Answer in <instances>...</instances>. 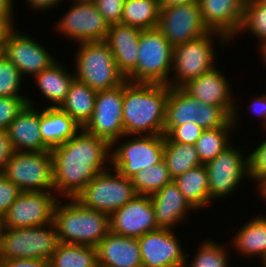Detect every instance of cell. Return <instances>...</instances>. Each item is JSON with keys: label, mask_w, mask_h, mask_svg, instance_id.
I'll return each mask as SVG.
<instances>
[{"label": "cell", "mask_w": 266, "mask_h": 267, "mask_svg": "<svg viewBox=\"0 0 266 267\" xmlns=\"http://www.w3.org/2000/svg\"><path fill=\"white\" fill-rule=\"evenodd\" d=\"M138 49L137 66L126 80L169 86L173 46L162 32L158 28L141 30Z\"/></svg>", "instance_id": "8992f818"}, {"label": "cell", "mask_w": 266, "mask_h": 267, "mask_svg": "<svg viewBox=\"0 0 266 267\" xmlns=\"http://www.w3.org/2000/svg\"><path fill=\"white\" fill-rule=\"evenodd\" d=\"M141 29L122 23L110 25L105 42L125 78L136 68Z\"/></svg>", "instance_id": "603a6c76"}, {"label": "cell", "mask_w": 266, "mask_h": 267, "mask_svg": "<svg viewBox=\"0 0 266 267\" xmlns=\"http://www.w3.org/2000/svg\"><path fill=\"white\" fill-rule=\"evenodd\" d=\"M96 94L97 91L91 89L87 84L74 79L59 108L83 128L93 115Z\"/></svg>", "instance_id": "4316f807"}, {"label": "cell", "mask_w": 266, "mask_h": 267, "mask_svg": "<svg viewBox=\"0 0 266 267\" xmlns=\"http://www.w3.org/2000/svg\"><path fill=\"white\" fill-rule=\"evenodd\" d=\"M200 107L201 102L190 96L182 88L169 86L164 135L166 136L175 126L185 125L186 123L199 125Z\"/></svg>", "instance_id": "484cf974"}, {"label": "cell", "mask_w": 266, "mask_h": 267, "mask_svg": "<svg viewBox=\"0 0 266 267\" xmlns=\"http://www.w3.org/2000/svg\"><path fill=\"white\" fill-rule=\"evenodd\" d=\"M49 262L51 267H96L97 249L92 246L60 242Z\"/></svg>", "instance_id": "d6a6232c"}, {"label": "cell", "mask_w": 266, "mask_h": 267, "mask_svg": "<svg viewBox=\"0 0 266 267\" xmlns=\"http://www.w3.org/2000/svg\"><path fill=\"white\" fill-rule=\"evenodd\" d=\"M164 161L173 179L202 164L195 145L172 142L167 136H165Z\"/></svg>", "instance_id": "1f68e13d"}, {"label": "cell", "mask_w": 266, "mask_h": 267, "mask_svg": "<svg viewBox=\"0 0 266 267\" xmlns=\"http://www.w3.org/2000/svg\"><path fill=\"white\" fill-rule=\"evenodd\" d=\"M196 2H198V0H159L160 7L180 4H191Z\"/></svg>", "instance_id": "816d5d0a"}, {"label": "cell", "mask_w": 266, "mask_h": 267, "mask_svg": "<svg viewBox=\"0 0 266 267\" xmlns=\"http://www.w3.org/2000/svg\"><path fill=\"white\" fill-rule=\"evenodd\" d=\"M42 96L53 103L50 107H59L65 100L75 75L66 71L65 65L53 63L49 68L34 76Z\"/></svg>", "instance_id": "83f0119b"}, {"label": "cell", "mask_w": 266, "mask_h": 267, "mask_svg": "<svg viewBox=\"0 0 266 267\" xmlns=\"http://www.w3.org/2000/svg\"><path fill=\"white\" fill-rule=\"evenodd\" d=\"M248 29L258 39H260L261 50L266 46V5L260 3L258 0H246L244 17L240 32Z\"/></svg>", "instance_id": "d590c367"}, {"label": "cell", "mask_w": 266, "mask_h": 267, "mask_svg": "<svg viewBox=\"0 0 266 267\" xmlns=\"http://www.w3.org/2000/svg\"><path fill=\"white\" fill-rule=\"evenodd\" d=\"M27 4H29L30 8L38 10L53 8L55 5L57 6L63 0H26Z\"/></svg>", "instance_id": "681fc988"}, {"label": "cell", "mask_w": 266, "mask_h": 267, "mask_svg": "<svg viewBox=\"0 0 266 267\" xmlns=\"http://www.w3.org/2000/svg\"><path fill=\"white\" fill-rule=\"evenodd\" d=\"M51 151L54 193L75 199L100 172L109 169L111 146L83 128Z\"/></svg>", "instance_id": "6da1fadb"}, {"label": "cell", "mask_w": 266, "mask_h": 267, "mask_svg": "<svg viewBox=\"0 0 266 267\" xmlns=\"http://www.w3.org/2000/svg\"><path fill=\"white\" fill-rule=\"evenodd\" d=\"M256 216L247 222L233 237L232 247L240 255L252 257L258 255L262 259L266 253V216Z\"/></svg>", "instance_id": "f546056e"}, {"label": "cell", "mask_w": 266, "mask_h": 267, "mask_svg": "<svg viewBox=\"0 0 266 267\" xmlns=\"http://www.w3.org/2000/svg\"><path fill=\"white\" fill-rule=\"evenodd\" d=\"M203 130L196 123H186L175 126L166 136L172 142L195 145Z\"/></svg>", "instance_id": "b9f144b4"}, {"label": "cell", "mask_w": 266, "mask_h": 267, "mask_svg": "<svg viewBox=\"0 0 266 267\" xmlns=\"http://www.w3.org/2000/svg\"><path fill=\"white\" fill-rule=\"evenodd\" d=\"M231 120L226 126L203 130L195 143L202 164H206L231 144L229 132L235 128ZM230 130V131H229Z\"/></svg>", "instance_id": "836d02e7"}, {"label": "cell", "mask_w": 266, "mask_h": 267, "mask_svg": "<svg viewBox=\"0 0 266 267\" xmlns=\"http://www.w3.org/2000/svg\"><path fill=\"white\" fill-rule=\"evenodd\" d=\"M246 0H198L201 18L209 31L226 36L230 41L239 32Z\"/></svg>", "instance_id": "ffe728a7"}, {"label": "cell", "mask_w": 266, "mask_h": 267, "mask_svg": "<svg viewBox=\"0 0 266 267\" xmlns=\"http://www.w3.org/2000/svg\"><path fill=\"white\" fill-rule=\"evenodd\" d=\"M132 184L138 195H152L173 181L165 161L141 169L132 178Z\"/></svg>", "instance_id": "e575fe53"}, {"label": "cell", "mask_w": 266, "mask_h": 267, "mask_svg": "<svg viewBox=\"0 0 266 267\" xmlns=\"http://www.w3.org/2000/svg\"><path fill=\"white\" fill-rule=\"evenodd\" d=\"M3 223H2V218H0V245H1V234L3 232Z\"/></svg>", "instance_id": "11a10c76"}, {"label": "cell", "mask_w": 266, "mask_h": 267, "mask_svg": "<svg viewBox=\"0 0 266 267\" xmlns=\"http://www.w3.org/2000/svg\"><path fill=\"white\" fill-rule=\"evenodd\" d=\"M82 128L59 107L41 110L40 132L43 143L51 150L72 138Z\"/></svg>", "instance_id": "d4e9b609"}, {"label": "cell", "mask_w": 266, "mask_h": 267, "mask_svg": "<svg viewBox=\"0 0 266 267\" xmlns=\"http://www.w3.org/2000/svg\"><path fill=\"white\" fill-rule=\"evenodd\" d=\"M169 86L154 83H123L125 137L164 135Z\"/></svg>", "instance_id": "7a4b0ae2"}, {"label": "cell", "mask_w": 266, "mask_h": 267, "mask_svg": "<svg viewBox=\"0 0 266 267\" xmlns=\"http://www.w3.org/2000/svg\"><path fill=\"white\" fill-rule=\"evenodd\" d=\"M248 177L259 185L266 179V139L247 157Z\"/></svg>", "instance_id": "60d3db41"}, {"label": "cell", "mask_w": 266, "mask_h": 267, "mask_svg": "<svg viewBox=\"0 0 266 267\" xmlns=\"http://www.w3.org/2000/svg\"><path fill=\"white\" fill-rule=\"evenodd\" d=\"M14 153L11 140L9 139L8 132L0 130V174H3L6 165Z\"/></svg>", "instance_id": "f6af8a7d"}, {"label": "cell", "mask_w": 266, "mask_h": 267, "mask_svg": "<svg viewBox=\"0 0 266 267\" xmlns=\"http://www.w3.org/2000/svg\"><path fill=\"white\" fill-rule=\"evenodd\" d=\"M2 267H51L48 260L39 259H11L1 260Z\"/></svg>", "instance_id": "bcb514c9"}, {"label": "cell", "mask_w": 266, "mask_h": 267, "mask_svg": "<svg viewBox=\"0 0 266 267\" xmlns=\"http://www.w3.org/2000/svg\"><path fill=\"white\" fill-rule=\"evenodd\" d=\"M251 111L255 115L259 116L261 119L263 117V129H266V95H261L253 100V103L250 105Z\"/></svg>", "instance_id": "7dc6e473"}, {"label": "cell", "mask_w": 266, "mask_h": 267, "mask_svg": "<svg viewBox=\"0 0 266 267\" xmlns=\"http://www.w3.org/2000/svg\"><path fill=\"white\" fill-rule=\"evenodd\" d=\"M83 129L105 140L111 147L123 139V84L110 90L97 91L91 119Z\"/></svg>", "instance_id": "8fae6325"}, {"label": "cell", "mask_w": 266, "mask_h": 267, "mask_svg": "<svg viewBox=\"0 0 266 267\" xmlns=\"http://www.w3.org/2000/svg\"><path fill=\"white\" fill-rule=\"evenodd\" d=\"M241 152L243 151L237 150L230 144L213 160L205 164L211 200L229 196L236 190L240 181L248 177L247 155H242Z\"/></svg>", "instance_id": "5bb4252c"}, {"label": "cell", "mask_w": 266, "mask_h": 267, "mask_svg": "<svg viewBox=\"0 0 266 267\" xmlns=\"http://www.w3.org/2000/svg\"><path fill=\"white\" fill-rule=\"evenodd\" d=\"M4 55L23 75L36 76L57 60L28 35L15 30L9 32L4 44Z\"/></svg>", "instance_id": "ac0fdd59"}, {"label": "cell", "mask_w": 266, "mask_h": 267, "mask_svg": "<svg viewBox=\"0 0 266 267\" xmlns=\"http://www.w3.org/2000/svg\"><path fill=\"white\" fill-rule=\"evenodd\" d=\"M259 195L263 197V200L266 202V179L258 185Z\"/></svg>", "instance_id": "f5cc1de1"}, {"label": "cell", "mask_w": 266, "mask_h": 267, "mask_svg": "<svg viewBox=\"0 0 266 267\" xmlns=\"http://www.w3.org/2000/svg\"><path fill=\"white\" fill-rule=\"evenodd\" d=\"M260 52H261V55H262L263 60L265 61L264 63H266V46L263 47V48L260 50Z\"/></svg>", "instance_id": "db71d44e"}, {"label": "cell", "mask_w": 266, "mask_h": 267, "mask_svg": "<svg viewBox=\"0 0 266 267\" xmlns=\"http://www.w3.org/2000/svg\"><path fill=\"white\" fill-rule=\"evenodd\" d=\"M159 0H125L121 23L147 30L158 26Z\"/></svg>", "instance_id": "4dcf8cb0"}, {"label": "cell", "mask_w": 266, "mask_h": 267, "mask_svg": "<svg viewBox=\"0 0 266 267\" xmlns=\"http://www.w3.org/2000/svg\"><path fill=\"white\" fill-rule=\"evenodd\" d=\"M56 202L53 223L61 243L97 247L109 233V215L84 207L77 199Z\"/></svg>", "instance_id": "3957f363"}, {"label": "cell", "mask_w": 266, "mask_h": 267, "mask_svg": "<svg viewBox=\"0 0 266 267\" xmlns=\"http://www.w3.org/2000/svg\"><path fill=\"white\" fill-rule=\"evenodd\" d=\"M98 264L104 267H143L137 238L111 231L96 247Z\"/></svg>", "instance_id": "7402d4cb"}, {"label": "cell", "mask_w": 266, "mask_h": 267, "mask_svg": "<svg viewBox=\"0 0 266 267\" xmlns=\"http://www.w3.org/2000/svg\"><path fill=\"white\" fill-rule=\"evenodd\" d=\"M213 35L219 36L218 39L222 44L230 41L220 33L208 31L199 38L173 47L172 71L175 75L170 77L174 79L169 80L170 87L181 88L190 80L216 67Z\"/></svg>", "instance_id": "52a82bcc"}, {"label": "cell", "mask_w": 266, "mask_h": 267, "mask_svg": "<svg viewBox=\"0 0 266 267\" xmlns=\"http://www.w3.org/2000/svg\"><path fill=\"white\" fill-rule=\"evenodd\" d=\"M23 78L20 71L4 55L0 59V97H25L19 93Z\"/></svg>", "instance_id": "74e56055"}, {"label": "cell", "mask_w": 266, "mask_h": 267, "mask_svg": "<svg viewBox=\"0 0 266 267\" xmlns=\"http://www.w3.org/2000/svg\"><path fill=\"white\" fill-rule=\"evenodd\" d=\"M72 8L57 23V30L75 41H104L110 25L94 1L74 0Z\"/></svg>", "instance_id": "4fadbf2b"}, {"label": "cell", "mask_w": 266, "mask_h": 267, "mask_svg": "<svg viewBox=\"0 0 266 267\" xmlns=\"http://www.w3.org/2000/svg\"><path fill=\"white\" fill-rule=\"evenodd\" d=\"M261 262L263 264V267H266V253L264 254V256L261 259Z\"/></svg>", "instance_id": "9f6ffc18"}, {"label": "cell", "mask_w": 266, "mask_h": 267, "mask_svg": "<svg viewBox=\"0 0 266 267\" xmlns=\"http://www.w3.org/2000/svg\"><path fill=\"white\" fill-rule=\"evenodd\" d=\"M60 241L53 222L35 227L3 228L0 261L11 259L50 260Z\"/></svg>", "instance_id": "5b68a950"}, {"label": "cell", "mask_w": 266, "mask_h": 267, "mask_svg": "<svg viewBox=\"0 0 266 267\" xmlns=\"http://www.w3.org/2000/svg\"><path fill=\"white\" fill-rule=\"evenodd\" d=\"M110 231L126 237L139 238L160 229L149 195H136L109 216Z\"/></svg>", "instance_id": "2e32d148"}, {"label": "cell", "mask_w": 266, "mask_h": 267, "mask_svg": "<svg viewBox=\"0 0 266 267\" xmlns=\"http://www.w3.org/2000/svg\"><path fill=\"white\" fill-rule=\"evenodd\" d=\"M172 229H158L137 238L143 267H184L186 258Z\"/></svg>", "instance_id": "e0dca14e"}, {"label": "cell", "mask_w": 266, "mask_h": 267, "mask_svg": "<svg viewBox=\"0 0 266 267\" xmlns=\"http://www.w3.org/2000/svg\"><path fill=\"white\" fill-rule=\"evenodd\" d=\"M173 180L195 210L207 207L211 203L208 172L204 164L186 171Z\"/></svg>", "instance_id": "f1b7e54d"}, {"label": "cell", "mask_w": 266, "mask_h": 267, "mask_svg": "<svg viewBox=\"0 0 266 267\" xmlns=\"http://www.w3.org/2000/svg\"><path fill=\"white\" fill-rule=\"evenodd\" d=\"M52 193L22 191L2 217L3 227L26 228L53 222L54 207L59 197Z\"/></svg>", "instance_id": "7c38bea8"}, {"label": "cell", "mask_w": 266, "mask_h": 267, "mask_svg": "<svg viewBox=\"0 0 266 267\" xmlns=\"http://www.w3.org/2000/svg\"><path fill=\"white\" fill-rule=\"evenodd\" d=\"M199 247L191 264L186 261L184 267H230L229 252L224 248L225 246L213 240H206Z\"/></svg>", "instance_id": "8d00e7d4"}, {"label": "cell", "mask_w": 266, "mask_h": 267, "mask_svg": "<svg viewBox=\"0 0 266 267\" xmlns=\"http://www.w3.org/2000/svg\"><path fill=\"white\" fill-rule=\"evenodd\" d=\"M13 0H0V18L13 17Z\"/></svg>", "instance_id": "f907efd6"}, {"label": "cell", "mask_w": 266, "mask_h": 267, "mask_svg": "<svg viewBox=\"0 0 266 267\" xmlns=\"http://www.w3.org/2000/svg\"><path fill=\"white\" fill-rule=\"evenodd\" d=\"M4 56V46H0V59Z\"/></svg>", "instance_id": "6f0895ef"}, {"label": "cell", "mask_w": 266, "mask_h": 267, "mask_svg": "<svg viewBox=\"0 0 266 267\" xmlns=\"http://www.w3.org/2000/svg\"><path fill=\"white\" fill-rule=\"evenodd\" d=\"M13 18H0V46H4L9 32L15 28Z\"/></svg>", "instance_id": "c3c4849f"}, {"label": "cell", "mask_w": 266, "mask_h": 267, "mask_svg": "<svg viewBox=\"0 0 266 267\" xmlns=\"http://www.w3.org/2000/svg\"><path fill=\"white\" fill-rule=\"evenodd\" d=\"M216 67L190 80L181 88L198 101L223 108L237 124V107L233 101L231 85ZM236 107V108H235Z\"/></svg>", "instance_id": "d6986e66"}, {"label": "cell", "mask_w": 266, "mask_h": 267, "mask_svg": "<svg viewBox=\"0 0 266 267\" xmlns=\"http://www.w3.org/2000/svg\"><path fill=\"white\" fill-rule=\"evenodd\" d=\"M111 170L114 172L106 169L96 175L75 199L84 207L109 216L133 199L137 193L131 179Z\"/></svg>", "instance_id": "ba28073f"}, {"label": "cell", "mask_w": 266, "mask_h": 267, "mask_svg": "<svg viewBox=\"0 0 266 267\" xmlns=\"http://www.w3.org/2000/svg\"><path fill=\"white\" fill-rule=\"evenodd\" d=\"M260 3H263L266 5V0H258Z\"/></svg>", "instance_id": "680465c9"}, {"label": "cell", "mask_w": 266, "mask_h": 267, "mask_svg": "<svg viewBox=\"0 0 266 267\" xmlns=\"http://www.w3.org/2000/svg\"><path fill=\"white\" fill-rule=\"evenodd\" d=\"M3 175L21 191L53 192L54 178L51 151H14Z\"/></svg>", "instance_id": "9c48e42d"}, {"label": "cell", "mask_w": 266, "mask_h": 267, "mask_svg": "<svg viewBox=\"0 0 266 267\" xmlns=\"http://www.w3.org/2000/svg\"><path fill=\"white\" fill-rule=\"evenodd\" d=\"M22 191L3 174H0V218L8 211L11 204Z\"/></svg>", "instance_id": "ee69618b"}, {"label": "cell", "mask_w": 266, "mask_h": 267, "mask_svg": "<svg viewBox=\"0 0 266 267\" xmlns=\"http://www.w3.org/2000/svg\"><path fill=\"white\" fill-rule=\"evenodd\" d=\"M232 117L221 107L201 102L199 108V126L206 129L220 128L226 126Z\"/></svg>", "instance_id": "f35d334b"}, {"label": "cell", "mask_w": 266, "mask_h": 267, "mask_svg": "<svg viewBox=\"0 0 266 267\" xmlns=\"http://www.w3.org/2000/svg\"><path fill=\"white\" fill-rule=\"evenodd\" d=\"M150 200L154 208L157 225L162 229L174 228L175 224L183 222L190 209L195 211L174 180L150 195Z\"/></svg>", "instance_id": "cb8c5ba5"}, {"label": "cell", "mask_w": 266, "mask_h": 267, "mask_svg": "<svg viewBox=\"0 0 266 267\" xmlns=\"http://www.w3.org/2000/svg\"><path fill=\"white\" fill-rule=\"evenodd\" d=\"M26 97H0V130L7 131L11 122L28 104Z\"/></svg>", "instance_id": "ab89813d"}, {"label": "cell", "mask_w": 266, "mask_h": 267, "mask_svg": "<svg viewBox=\"0 0 266 267\" xmlns=\"http://www.w3.org/2000/svg\"><path fill=\"white\" fill-rule=\"evenodd\" d=\"M11 122L7 132L14 151L44 152L50 149L43 143L40 132L41 110L35 109L32 100Z\"/></svg>", "instance_id": "44dd1931"}, {"label": "cell", "mask_w": 266, "mask_h": 267, "mask_svg": "<svg viewBox=\"0 0 266 267\" xmlns=\"http://www.w3.org/2000/svg\"><path fill=\"white\" fill-rule=\"evenodd\" d=\"M78 48L75 79L95 91L114 89L126 81L105 41L81 42Z\"/></svg>", "instance_id": "277c9868"}, {"label": "cell", "mask_w": 266, "mask_h": 267, "mask_svg": "<svg viewBox=\"0 0 266 267\" xmlns=\"http://www.w3.org/2000/svg\"><path fill=\"white\" fill-rule=\"evenodd\" d=\"M157 28L173 47L209 31L202 21L198 2L160 7Z\"/></svg>", "instance_id": "9a60e30c"}, {"label": "cell", "mask_w": 266, "mask_h": 267, "mask_svg": "<svg viewBox=\"0 0 266 267\" xmlns=\"http://www.w3.org/2000/svg\"><path fill=\"white\" fill-rule=\"evenodd\" d=\"M109 25L121 23L125 0H93Z\"/></svg>", "instance_id": "7bdbcfd3"}, {"label": "cell", "mask_w": 266, "mask_h": 267, "mask_svg": "<svg viewBox=\"0 0 266 267\" xmlns=\"http://www.w3.org/2000/svg\"><path fill=\"white\" fill-rule=\"evenodd\" d=\"M133 139V140H132ZM165 135H137L111 147L112 169L131 179L138 171L164 160Z\"/></svg>", "instance_id": "30bf717a"}]
</instances>
